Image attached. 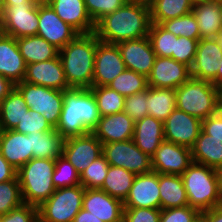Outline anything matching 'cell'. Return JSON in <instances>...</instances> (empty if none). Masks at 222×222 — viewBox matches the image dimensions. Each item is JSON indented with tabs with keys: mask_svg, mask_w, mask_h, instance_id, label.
<instances>
[{
	"mask_svg": "<svg viewBox=\"0 0 222 222\" xmlns=\"http://www.w3.org/2000/svg\"><path fill=\"white\" fill-rule=\"evenodd\" d=\"M150 26V6L128 0L98 20L94 33L101 42L118 44L148 36Z\"/></svg>",
	"mask_w": 222,
	"mask_h": 222,
	"instance_id": "6da1fadb",
	"label": "cell"
},
{
	"mask_svg": "<svg viewBox=\"0 0 222 222\" xmlns=\"http://www.w3.org/2000/svg\"><path fill=\"white\" fill-rule=\"evenodd\" d=\"M100 119L99 108L90 88L63 91V106L55 129L64 139L92 132Z\"/></svg>",
	"mask_w": 222,
	"mask_h": 222,
	"instance_id": "7a4b0ae2",
	"label": "cell"
},
{
	"mask_svg": "<svg viewBox=\"0 0 222 222\" xmlns=\"http://www.w3.org/2000/svg\"><path fill=\"white\" fill-rule=\"evenodd\" d=\"M100 40L95 33L78 34L59 50L66 81L70 88H91L95 52Z\"/></svg>",
	"mask_w": 222,
	"mask_h": 222,
	"instance_id": "3957f363",
	"label": "cell"
},
{
	"mask_svg": "<svg viewBox=\"0 0 222 222\" xmlns=\"http://www.w3.org/2000/svg\"><path fill=\"white\" fill-rule=\"evenodd\" d=\"M176 108L204 120L221 109V90L208 80L191 76L176 89Z\"/></svg>",
	"mask_w": 222,
	"mask_h": 222,
	"instance_id": "277c9868",
	"label": "cell"
},
{
	"mask_svg": "<svg viewBox=\"0 0 222 222\" xmlns=\"http://www.w3.org/2000/svg\"><path fill=\"white\" fill-rule=\"evenodd\" d=\"M55 159L32 158L17 171L25 204L39 207L56 190L52 176Z\"/></svg>",
	"mask_w": 222,
	"mask_h": 222,
	"instance_id": "5b68a950",
	"label": "cell"
},
{
	"mask_svg": "<svg viewBox=\"0 0 222 222\" xmlns=\"http://www.w3.org/2000/svg\"><path fill=\"white\" fill-rule=\"evenodd\" d=\"M181 177L190 207L203 212L222 206L215 169L193 162Z\"/></svg>",
	"mask_w": 222,
	"mask_h": 222,
	"instance_id": "8992f818",
	"label": "cell"
},
{
	"mask_svg": "<svg viewBox=\"0 0 222 222\" xmlns=\"http://www.w3.org/2000/svg\"><path fill=\"white\" fill-rule=\"evenodd\" d=\"M84 193L81 184L56 189L38 207V222H73L82 209Z\"/></svg>",
	"mask_w": 222,
	"mask_h": 222,
	"instance_id": "52a82bcc",
	"label": "cell"
},
{
	"mask_svg": "<svg viewBox=\"0 0 222 222\" xmlns=\"http://www.w3.org/2000/svg\"><path fill=\"white\" fill-rule=\"evenodd\" d=\"M15 87L23 95L27 107L44 115L46 121L56 128L63 106V91L26 81L16 83Z\"/></svg>",
	"mask_w": 222,
	"mask_h": 222,
	"instance_id": "ba28073f",
	"label": "cell"
},
{
	"mask_svg": "<svg viewBox=\"0 0 222 222\" xmlns=\"http://www.w3.org/2000/svg\"><path fill=\"white\" fill-rule=\"evenodd\" d=\"M39 5L34 2L2 5L0 22L2 33L16 39L37 35Z\"/></svg>",
	"mask_w": 222,
	"mask_h": 222,
	"instance_id": "9c48e42d",
	"label": "cell"
},
{
	"mask_svg": "<svg viewBox=\"0 0 222 222\" xmlns=\"http://www.w3.org/2000/svg\"><path fill=\"white\" fill-rule=\"evenodd\" d=\"M102 154L111 166L122 167L135 175L152 171L151 157L133 139L103 144Z\"/></svg>",
	"mask_w": 222,
	"mask_h": 222,
	"instance_id": "30bf717a",
	"label": "cell"
},
{
	"mask_svg": "<svg viewBox=\"0 0 222 222\" xmlns=\"http://www.w3.org/2000/svg\"><path fill=\"white\" fill-rule=\"evenodd\" d=\"M103 144L92 133L71 136L64 139L62 156H64L80 174L95 159L102 155Z\"/></svg>",
	"mask_w": 222,
	"mask_h": 222,
	"instance_id": "8fae6325",
	"label": "cell"
},
{
	"mask_svg": "<svg viewBox=\"0 0 222 222\" xmlns=\"http://www.w3.org/2000/svg\"><path fill=\"white\" fill-rule=\"evenodd\" d=\"M192 163L191 148L165 140L151 156L152 170L159 174L182 175Z\"/></svg>",
	"mask_w": 222,
	"mask_h": 222,
	"instance_id": "7c38bea8",
	"label": "cell"
},
{
	"mask_svg": "<svg viewBox=\"0 0 222 222\" xmlns=\"http://www.w3.org/2000/svg\"><path fill=\"white\" fill-rule=\"evenodd\" d=\"M202 130V120L177 108L164 121V140L192 148Z\"/></svg>",
	"mask_w": 222,
	"mask_h": 222,
	"instance_id": "4fadbf2b",
	"label": "cell"
},
{
	"mask_svg": "<svg viewBox=\"0 0 222 222\" xmlns=\"http://www.w3.org/2000/svg\"><path fill=\"white\" fill-rule=\"evenodd\" d=\"M125 69L118 46L100 41L95 52L92 86H107Z\"/></svg>",
	"mask_w": 222,
	"mask_h": 222,
	"instance_id": "5bb4252c",
	"label": "cell"
},
{
	"mask_svg": "<svg viewBox=\"0 0 222 222\" xmlns=\"http://www.w3.org/2000/svg\"><path fill=\"white\" fill-rule=\"evenodd\" d=\"M78 34L55 13L50 5H39L38 36L60 50Z\"/></svg>",
	"mask_w": 222,
	"mask_h": 222,
	"instance_id": "9a60e30c",
	"label": "cell"
},
{
	"mask_svg": "<svg viewBox=\"0 0 222 222\" xmlns=\"http://www.w3.org/2000/svg\"><path fill=\"white\" fill-rule=\"evenodd\" d=\"M124 208L160 209L159 173L151 171L136 175Z\"/></svg>",
	"mask_w": 222,
	"mask_h": 222,
	"instance_id": "2e32d148",
	"label": "cell"
},
{
	"mask_svg": "<svg viewBox=\"0 0 222 222\" xmlns=\"http://www.w3.org/2000/svg\"><path fill=\"white\" fill-rule=\"evenodd\" d=\"M222 58V49L216 38L200 39L190 75L197 79L208 80L217 86V72Z\"/></svg>",
	"mask_w": 222,
	"mask_h": 222,
	"instance_id": "e0dca14e",
	"label": "cell"
},
{
	"mask_svg": "<svg viewBox=\"0 0 222 222\" xmlns=\"http://www.w3.org/2000/svg\"><path fill=\"white\" fill-rule=\"evenodd\" d=\"M190 67L173 58L156 57L153 68L147 76L149 87L177 89L189 78Z\"/></svg>",
	"mask_w": 222,
	"mask_h": 222,
	"instance_id": "ac0fdd59",
	"label": "cell"
},
{
	"mask_svg": "<svg viewBox=\"0 0 222 222\" xmlns=\"http://www.w3.org/2000/svg\"><path fill=\"white\" fill-rule=\"evenodd\" d=\"M116 45L119 48L126 69L133 70L146 77L150 74L157 56L153 51L148 36L123 41Z\"/></svg>",
	"mask_w": 222,
	"mask_h": 222,
	"instance_id": "d6986e66",
	"label": "cell"
},
{
	"mask_svg": "<svg viewBox=\"0 0 222 222\" xmlns=\"http://www.w3.org/2000/svg\"><path fill=\"white\" fill-rule=\"evenodd\" d=\"M23 81L56 90L70 89L59 55L51 60L26 65Z\"/></svg>",
	"mask_w": 222,
	"mask_h": 222,
	"instance_id": "ffe728a7",
	"label": "cell"
},
{
	"mask_svg": "<svg viewBox=\"0 0 222 222\" xmlns=\"http://www.w3.org/2000/svg\"><path fill=\"white\" fill-rule=\"evenodd\" d=\"M82 208L103 222H123V202L101 189H85Z\"/></svg>",
	"mask_w": 222,
	"mask_h": 222,
	"instance_id": "44dd1931",
	"label": "cell"
},
{
	"mask_svg": "<svg viewBox=\"0 0 222 222\" xmlns=\"http://www.w3.org/2000/svg\"><path fill=\"white\" fill-rule=\"evenodd\" d=\"M0 153L18 171L32 159L31 134L1 130Z\"/></svg>",
	"mask_w": 222,
	"mask_h": 222,
	"instance_id": "7402d4cb",
	"label": "cell"
},
{
	"mask_svg": "<svg viewBox=\"0 0 222 222\" xmlns=\"http://www.w3.org/2000/svg\"><path fill=\"white\" fill-rule=\"evenodd\" d=\"M135 122L124 112L101 117L92 133L102 144L133 139Z\"/></svg>",
	"mask_w": 222,
	"mask_h": 222,
	"instance_id": "603a6c76",
	"label": "cell"
},
{
	"mask_svg": "<svg viewBox=\"0 0 222 222\" xmlns=\"http://www.w3.org/2000/svg\"><path fill=\"white\" fill-rule=\"evenodd\" d=\"M26 63L20 53L16 38L0 34V74L14 84L23 81Z\"/></svg>",
	"mask_w": 222,
	"mask_h": 222,
	"instance_id": "cb8c5ba5",
	"label": "cell"
},
{
	"mask_svg": "<svg viewBox=\"0 0 222 222\" xmlns=\"http://www.w3.org/2000/svg\"><path fill=\"white\" fill-rule=\"evenodd\" d=\"M49 5L79 34L94 32L95 23L87 12L84 0H53Z\"/></svg>",
	"mask_w": 222,
	"mask_h": 222,
	"instance_id": "d4e9b609",
	"label": "cell"
},
{
	"mask_svg": "<svg viewBox=\"0 0 222 222\" xmlns=\"http://www.w3.org/2000/svg\"><path fill=\"white\" fill-rule=\"evenodd\" d=\"M133 141L150 157L164 141V122L147 115L135 122Z\"/></svg>",
	"mask_w": 222,
	"mask_h": 222,
	"instance_id": "484cf974",
	"label": "cell"
},
{
	"mask_svg": "<svg viewBox=\"0 0 222 222\" xmlns=\"http://www.w3.org/2000/svg\"><path fill=\"white\" fill-rule=\"evenodd\" d=\"M191 12L196 18L200 37L215 38L220 32L221 1L205 0L194 3Z\"/></svg>",
	"mask_w": 222,
	"mask_h": 222,
	"instance_id": "4316f807",
	"label": "cell"
},
{
	"mask_svg": "<svg viewBox=\"0 0 222 222\" xmlns=\"http://www.w3.org/2000/svg\"><path fill=\"white\" fill-rule=\"evenodd\" d=\"M160 209L189 206L181 175L159 174Z\"/></svg>",
	"mask_w": 222,
	"mask_h": 222,
	"instance_id": "83f0119b",
	"label": "cell"
},
{
	"mask_svg": "<svg viewBox=\"0 0 222 222\" xmlns=\"http://www.w3.org/2000/svg\"><path fill=\"white\" fill-rule=\"evenodd\" d=\"M26 65L51 60L59 55V49L43 39L33 35L16 39Z\"/></svg>",
	"mask_w": 222,
	"mask_h": 222,
	"instance_id": "f1b7e54d",
	"label": "cell"
},
{
	"mask_svg": "<svg viewBox=\"0 0 222 222\" xmlns=\"http://www.w3.org/2000/svg\"><path fill=\"white\" fill-rule=\"evenodd\" d=\"M193 162L217 169L222 167V141L211 138L202 130L191 148Z\"/></svg>",
	"mask_w": 222,
	"mask_h": 222,
	"instance_id": "f546056e",
	"label": "cell"
},
{
	"mask_svg": "<svg viewBox=\"0 0 222 222\" xmlns=\"http://www.w3.org/2000/svg\"><path fill=\"white\" fill-rule=\"evenodd\" d=\"M28 110L23 95L15 87L0 102V129L14 130Z\"/></svg>",
	"mask_w": 222,
	"mask_h": 222,
	"instance_id": "4dcf8cb0",
	"label": "cell"
},
{
	"mask_svg": "<svg viewBox=\"0 0 222 222\" xmlns=\"http://www.w3.org/2000/svg\"><path fill=\"white\" fill-rule=\"evenodd\" d=\"M30 134L32 158L56 159L62 155L64 138L55 128Z\"/></svg>",
	"mask_w": 222,
	"mask_h": 222,
	"instance_id": "1f68e13d",
	"label": "cell"
},
{
	"mask_svg": "<svg viewBox=\"0 0 222 222\" xmlns=\"http://www.w3.org/2000/svg\"><path fill=\"white\" fill-rule=\"evenodd\" d=\"M148 115L164 122L176 108V89L147 88Z\"/></svg>",
	"mask_w": 222,
	"mask_h": 222,
	"instance_id": "d6a6232c",
	"label": "cell"
},
{
	"mask_svg": "<svg viewBox=\"0 0 222 222\" xmlns=\"http://www.w3.org/2000/svg\"><path fill=\"white\" fill-rule=\"evenodd\" d=\"M135 174L117 166H109L101 190L110 196L125 201L132 187Z\"/></svg>",
	"mask_w": 222,
	"mask_h": 222,
	"instance_id": "836d02e7",
	"label": "cell"
},
{
	"mask_svg": "<svg viewBox=\"0 0 222 222\" xmlns=\"http://www.w3.org/2000/svg\"><path fill=\"white\" fill-rule=\"evenodd\" d=\"M193 5L191 0H155L150 5L151 23L161 24L187 15L191 13Z\"/></svg>",
	"mask_w": 222,
	"mask_h": 222,
	"instance_id": "e575fe53",
	"label": "cell"
},
{
	"mask_svg": "<svg viewBox=\"0 0 222 222\" xmlns=\"http://www.w3.org/2000/svg\"><path fill=\"white\" fill-rule=\"evenodd\" d=\"M92 91L101 117L116 114L124 110L125 97L108 86H92Z\"/></svg>",
	"mask_w": 222,
	"mask_h": 222,
	"instance_id": "d590c367",
	"label": "cell"
},
{
	"mask_svg": "<svg viewBox=\"0 0 222 222\" xmlns=\"http://www.w3.org/2000/svg\"><path fill=\"white\" fill-rule=\"evenodd\" d=\"M124 97L144 91L148 88L147 77L133 70L125 69L108 85Z\"/></svg>",
	"mask_w": 222,
	"mask_h": 222,
	"instance_id": "8d00e7d4",
	"label": "cell"
},
{
	"mask_svg": "<svg viewBox=\"0 0 222 222\" xmlns=\"http://www.w3.org/2000/svg\"><path fill=\"white\" fill-rule=\"evenodd\" d=\"M148 38L157 57L172 58L175 46V35L160 24L151 23Z\"/></svg>",
	"mask_w": 222,
	"mask_h": 222,
	"instance_id": "74e56055",
	"label": "cell"
},
{
	"mask_svg": "<svg viewBox=\"0 0 222 222\" xmlns=\"http://www.w3.org/2000/svg\"><path fill=\"white\" fill-rule=\"evenodd\" d=\"M160 25L177 37L184 36L190 39H201L199 27L192 12L178 18L166 20Z\"/></svg>",
	"mask_w": 222,
	"mask_h": 222,
	"instance_id": "f35d334b",
	"label": "cell"
},
{
	"mask_svg": "<svg viewBox=\"0 0 222 222\" xmlns=\"http://www.w3.org/2000/svg\"><path fill=\"white\" fill-rule=\"evenodd\" d=\"M109 166L102 154L80 173V184L85 189H101Z\"/></svg>",
	"mask_w": 222,
	"mask_h": 222,
	"instance_id": "ab89813d",
	"label": "cell"
},
{
	"mask_svg": "<svg viewBox=\"0 0 222 222\" xmlns=\"http://www.w3.org/2000/svg\"><path fill=\"white\" fill-rule=\"evenodd\" d=\"M52 180L56 189L76 186L80 184V174L74 166L61 155L55 159V169Z\"/></svg>",
	"mask_w": 222,
	"mask_h": 222,
	"instance_id": "60d3db41",
	"label": "cell"
},
{
	"mask_svg": "<svg viewBox=\"0 0 222 222\" xmlns=\"http://www.w3.org/2000/svg\"><path fill=\"white\" fill-rule=\"evenodd\" d=\"M23 203L17 176L13 180L0 183V215L9 213Z\"/></svg>",
	"mask_w": 222,
	"mask_h": 222,
	"instance_id": "b9f144b4",
	"label": "cell"
},
{
	"mask_svg": "<svg viewBox=\"0 0 222 222\" xmlns=\"http://www.w3.org/2000/svg\"><path fill=\"white\" fill-rule=\"evenodd\" d=\"M52 128L53 127L46 121L44 115H40L37 111L29 109L14 130L28 135L32 132H46Z\"/></svg>",
	"mask_w": 222,
	"mask_h": 222,
	"instance_id": "7bdbcfd3",
	"label": "cell"
},
{
	"mask_svg": "<svg viewBox=\"0 0 222 222\" xmlns=\"http://www.w3.org/2000/svg\"><path fill=\"white\" fill-rule=\"evenodd\" d=\"M199 40L175 36V46L172 58L191 67L196 55Z\"/></svg>",
	"mask_w": 222,
	"mask_h": 222,
	"instance_id": "ee69618b",
	"label": "cell"
},
{
	"mask_svg": "<svg viewBox=\"0 0 222 222\" xmlns=\"http://www.w3.org/2000/svg\"><path fill=\"white\" fill-rule=\"evenodd\" d=\"M147 89L125 97L124 112L134 121L143 119L148 115Z\"/></svg>",
	"mask_w": 222,
	"mask_h": 222,
	"instance_id": "f6af8a7d",
	"label": "cell"
},
{
	"mask_svg": "<svg viewBox=\"0 0 222 222\" xmlns=\"http://www.w3.org/2000/svg\"><path fill=\"white\" fill-rule=\"evenodd\" d=\"M128 0H84L87 12L94 23L103 16L121 8Z\"/></svg>",
	"mask_w": 222,
	"mask_h": 222,
	"instance_id": "bcb514c9",
	"label": "cell"
},
{
	"mask_svg": "<svg viewBox=\"0 0 222 222\" xmlns=\"http://www.w3.org/2000/svg\"><path fill=\"white\" fill-rule=\"evenodd\" d=\"M200 214L190 206L169 208L161 211L160 222H194Z\"/></svg>",
	"mask_w": 222,
	"mask_h": 222,
	"instance_id": "7dc6e473",
	"label": "cell"
},
{
	"mask_svg": "<svg viewBox=\"0 0 222 222\" xmlns=\"http://www.w3.org/2000/svg\"><path fill=\"white\" fill-rule=\"evenodd\" d=\"M0 222H38V207L23 203L9 213L0 215Z\"/></svg>",
	"mask_w": 222,
	"mask_h": 222,
	"instance_id": "c3c4849f",
	"label": "cell"
},
{
	"mask_svg": "<svg viewBox=\"0 0 222 222\" xmlns=\"http://www.w3.org/2000/svg\"><path fill=\"white\" fill-rule=\"evenodd\" d=\"M161 209L124 208L123 222H160Z\"/></svg>",
	"mask_w": 222,
	"mask_h": 222,
	"instance_id": "681fc988",
	"label": "cell"
},
{
	"mask_svg": "<svg viewBox=\"0 0 222 222\" xmlns=\"http://www.w3.org/2000/svg\"><path fill=\"white\" fill-rule=\"evenodd\" d=\"M202 131L210 135L211 138L222 141V109L202 120Z\"/></svg>",
	"mask_w": 222,
	"mask_h": 222,
	"instance_id": "f907efd6",
	"label": "cell"
},
{
	"mask_svg": "<svg viewBox=\"0 0 222 222\" xmlns=\"http://www.w3.org/2000/svg\"><path fill=\"white\" fill-rule=\"evenodd\" d=\"M17 176V170L0 153V183L13 180Z\"/></svg>",
	"mask_w": 222,
	"mask_h": 222,
	"instance_id": "816d5d0a",
	"label": "cell"
},
{
	"mask_svg": "<svg viewBox=\"0 0 222 222\" xmlns=\"http://www.w3.org/2000/svg\"><path fill=\"white\" fill-rule=\"evenodd\" d=\"M207 222H222V206L201 212Z\"/></svg>",
	"mask_w": 222,
	"mask_h": 222,
	"instance_id": "f5cc1de1",
	"label": "cell"
},
{
	"mask_svg": "<svg viewBox=\"0 0 222 222\" xmlns=\"http://www.w3.org/2000/svg\"><path fill=\"white\" fill-rule=\"evenodd\" d=\"M15 88V84L0 74V102Z\"/></svg>",
	"mask_w": 222,
	"mask_h": 222,
	"instance_id": "db71d44e",
	"label": "cell"
},
{
	"mask_svg": "<svg viewBox=\"0 0 222 222\" xmlns=\"http://www.w3.org/2000/svg\"><path fill=\"white\" fill-rule=\"evenodd\" d=\"M73 222H103L94 216L92 213L84 210L83 208L75 216Z\"/></svg>",
	"mask_w": 222,
	"mask_h": 222,
	"instance_id": "11a10c76",
	"label": "cell"
},
{
	"mask_svg": "<svg viewBox=\"0 0 222 222\" xmlns=\"http://www.w3.org/2000/svg\"><path fill=\"white\" fill-rule=\"evenodd\" d=\"M218 179V191L222 199V167L216 169Z\"/></svg>",
	"mask_w": 222,
	"mask_h": 222,
	"instance_id": "9f6ffc18",
	"label": "cell"
},
{
	"mask_svg": "<svg viewBox=\"0 0 222 222\" xmlns=\"http://www.w3.org/2000/svg\"><path fill=\"white\" fill-rule=\"evenodd\" d=\"M220 67L217 72V87L221 90L222 89V58L219 60Z\"/></svg>",
	"mask_w": 222,
	"mask_h": 222,
	"instance_id": "6f0895ef",
	"label": "cell"
},
{
	"mask_svg": "<svg viewBox=\"0 0 222 222\" xmlns=\"http://www.w3.org/2000/svg\"><path fill=\"white\" fill-rule=\"evenodd\" d=\"M23 2H33V0H3L2 5L22 4Z\"/></svg>",
	"mask_w": 222,
	"mask_h": 222,
	"instance_id": "680465c9",
	"label": "cell"
},
{
	"mask_svg": "<svg viewBox=\"0 0 222 222\" xmlns=\"http://www.w3.org/2000/svg\"><path fill=\"white\" fill-rule=\"evenodd\" d=\"M53 0H33L36 5H49Z\"/></svg>",
	"mask_w": 222,
	"mask_h": 222,
	"instance_id": "91938a15",
	"label": "cell"
},
{
	"mask_svg": "<svg viewBox=\"0 0 222 222\" xmlns=\"http://www.w3.org/2000/svg\"><path fill=\"white\" fill-rule=\"evenodd\" d=\"M131 1L150 6L155 0H131Z\"/></svg>",
	"mask_w": 222,
	"mask_h": 222,
	"instance_id": "94428289",
	"label": "cell"
},
{
	"mask_svg": "<svg viewBox=\"0 0 222 222\" xmlns=\"http://www.w3.org/2000/svg\"><path fill=\"white\" fill-rule=\"evenodd\" d=\"M215 38H216V41L218 42V45L222 49V31H220Z\"/></svg>",
	"mask_w": 222,
	"mask_h": 222,
	"instance_id": "6125c7cd",
	"label": "cell"
},
{
	"mask_svg": "<svg viewBox=\"0 0 222 222\" xmlns=\"http://www.w3.org/2000/svg\"><path fill=\"white\" fill-rule=\"evenodd\" d=\"M194 222H207V220L200 214Z\"/></svg>",
	"mask_w": 222,
	"mask_h": 222,
	"instance_id": "be15d7a7",
	"label": "cell"
},
{
	"mask_svg": "<svg viewBox=\"0 0 222 222\" xmlns=\"http://www.w3.org/2000/svg\"><path fill=\"white\" fill-rule=\"evenodd\" d=\"M220 31H222V1H221V16H220Z\"/></svg>",
	"mask_w": 222,
	"mask_h": 222,
	"instance_id": "e7e4bbea",
	"label": "cell"
},
{
	"mask_svg": "<svg viewBox=\"0 0 222 222\" xmlns=\"http://www.w3.org/2000/svg\"><path fill=\"white\" fill-rule=\"evenodd\" d=\"M194 3L200 2V1H205V0H191Z\"/></svg>",
	"mask_w": 222,
	"mask_h": 222,
	"instance_id": "03108f58",
	"label": "cell"
},
{
	"mask_svg": "<svg viewBox=\"0 0 222 222\" xmlns=\"http://www.w3.org/2000/svg\"><path fill=\"white\" fill-rule=\"evenodd\" d=\"M3 0H0V10L2 9Z\"/></svg>",
	"mask_w": 222,
	"mask_h": 222,
	"instance_id": "003e7915",
	"label": "cell"
},
{
	"mask_svg": "<svg viewBox=\"0 0 222 222\" xmlns=\"http://www.w3.org/2000/svg\"><path fill=\"white\" fill-rule=\"evenodd\" d=\"M221 109H222V89H221Z\"/></svg>",
	"mask_w": 222,
	"mask_h": 222,
	"instance_id": "a7ac6f4b",
	"label": "cell"
},
{
	"mask_svg": "<svg viewBox=\"0 0 222 222\" xmlns=\"http://www.w3.org/2000/svg\"><path fill=\"white\" fill-rule=\"evenodd\" d=\"M2 33L1 22H0V34Z\"/></svg>",
	"mask_w": 222,
	"mask_h": 222,
	"instance_id": "89a4df30",
	"label": "cell"
}]
</instances>
